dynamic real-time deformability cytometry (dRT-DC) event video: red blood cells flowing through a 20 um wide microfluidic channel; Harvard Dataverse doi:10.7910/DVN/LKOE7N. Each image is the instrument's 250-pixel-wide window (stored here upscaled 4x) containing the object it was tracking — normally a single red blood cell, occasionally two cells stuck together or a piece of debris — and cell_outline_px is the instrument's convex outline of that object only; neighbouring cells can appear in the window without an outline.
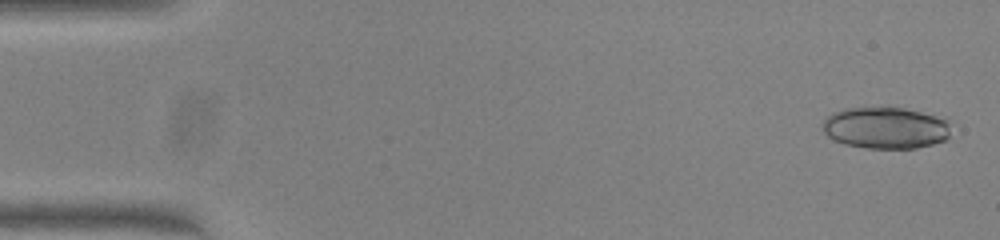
{"species": "common noctule bat (a hibernating species)", "species_latin": "Nyctalus noctula", "temperature_condition": "warm", "stored_images_in_passage": 48, "camera_frame_rate_fps": 3000, "um_per_image_px": 0.085, "animal": {"sex": "female", "body_mass_g": 23.0, "forearm_length_mm": 53.4}, "frame": {"image": 1, "passage_image": 2, "time_ms": 0.333, "image_size_px": [1000, 240], "cell_outline_px": [[948, 136], [944, 140], [932, 144], [916, 148], [864, 148], [844, 144], [828, 136], [824, 132], [820, 124], [832, 112], [848, 108], [904, 108], [920, 112], [944, 120], [948, 124]], "centroid_in_image_um": [75.19, 10.88], "position_along_channel_um": 9.8, "area_um2": 30.63}}